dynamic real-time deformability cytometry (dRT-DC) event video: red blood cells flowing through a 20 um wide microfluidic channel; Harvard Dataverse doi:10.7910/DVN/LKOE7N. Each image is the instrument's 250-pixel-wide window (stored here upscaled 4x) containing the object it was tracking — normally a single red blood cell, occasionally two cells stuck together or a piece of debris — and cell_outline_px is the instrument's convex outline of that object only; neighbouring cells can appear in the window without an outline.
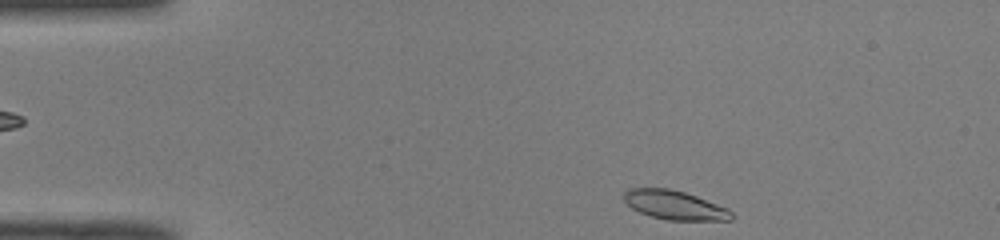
{"species": "common noctule bat (a hibernating species)", "species_latin": "Nyctalus noctula", "temperature_condition": "room temperature", "stored_images_in_passage": 43, "camera_frame_rate_fps": 3000, "um_per_image_px": 0.085, "animal": {"sex": "male", "body_mass_g": 19.0, "forearm_length_mm": 50.8}, "frame": {"image": 1, "passage_image": 2, "time_ms": 0.333, "image_size_px": [1000, 240], "cell_outline_px": [[732, 220], [668, 220], [652, 216], [640, 212], [632, 208], [624, 200], [624, 192], [628, 188], [668, 188], [684, 192], [696, 196], [728, 208], [732, 212]], "centroid_in_image_um": [57.34, 17.43], "position_along_channel_um": 27.7, "area_um2": 18.03}}
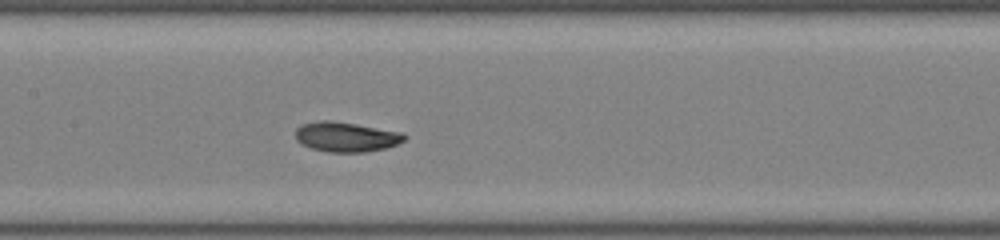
{"frame": {"image": 2, "passage_image": 18, "time_ms": 5.667, "image_size_px": [1000, 240], "cell_outline_px": [[408, 136], [404, 140], [388, 148], [364, 152], [328, 152], [312, 148], [300, 144], [296, 140], [296, 128], [304, 124], [320, 120], [332, 120], [404, 132]], "centroid_in_image_um": [29.44, 11.63], "position_along_channel_um": 178.0, "area_um2": 19.07}}
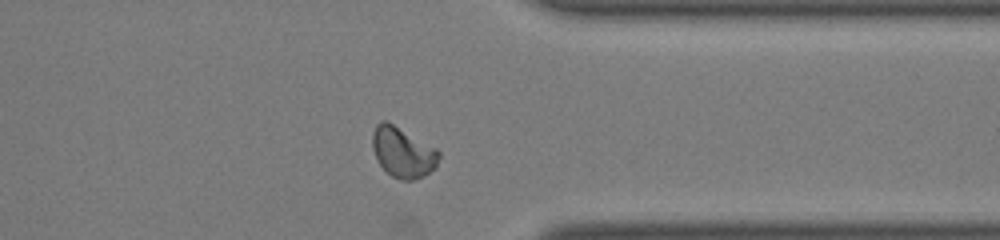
{"frame": {"image": 3, "passage_image": 33, "time_ms": 10.667, "image_size_px": [1000, 240], "cell_outline_px": [[440, 156], [436, 168], [424, 176], [412, 180], [400, 180], [392, 176], [380, 164], [372, 148], [372, 132], [376, 124], [380, 120], [388, 120], [436, 148], [440, 152]], "centroid_in_image_um": [34.25, 12.92], "position_along_channel_um": 377.2, "area_um2": 19.71}, "authors_computed_cell_mechanics": {"area_um2": 18.6116, "velocity_mm_per_s": 4.0605, "shape_relaxation_time_tau1_ms": 2.672, "shape_relaxation_time_tau2_ms": 2.0722, "deformation_change_tau1": 0.1321, "deformation_change_tau2": 0.0547}}